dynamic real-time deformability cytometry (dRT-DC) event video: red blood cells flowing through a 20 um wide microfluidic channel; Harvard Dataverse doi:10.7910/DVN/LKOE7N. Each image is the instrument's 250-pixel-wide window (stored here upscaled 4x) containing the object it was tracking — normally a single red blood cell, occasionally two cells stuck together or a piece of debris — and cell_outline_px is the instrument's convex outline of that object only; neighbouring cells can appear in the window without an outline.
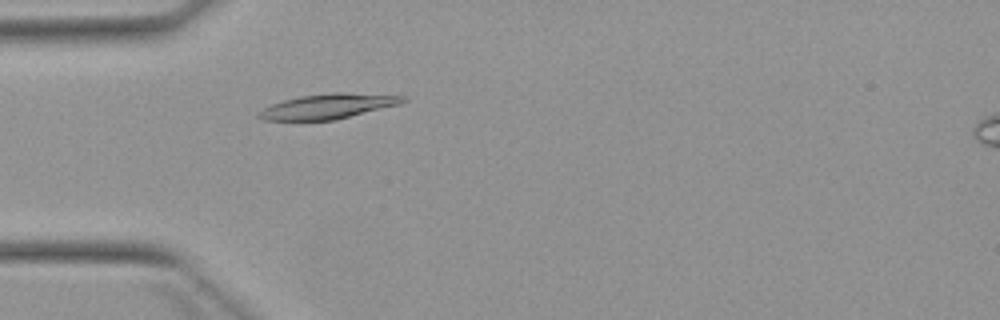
{"species": "Egyptian fruit bat (a non-hibernating species)", "species_latin": "Rousettus aegyptiacus", "temperature_condition": "warm", "stored_images_in_passage": 4, "camera_frame_rate_fps": 3000, "um_per_image_px": 0.085, "animal": {"sex": "female"}, "frame": {"image": 1, "passage_image": 4, "time_ms": 3.667, "image_size_px": [1000, 320], "cell_outline_px": [[408, 100], [400, 104], [332, 120], [264, 120], [256, 116], [256, 112], [272, 104], [284, 100], [300, 96], [328, 92], [344, 92], [408, 96]], "centroid_in_image_um": [27.88, 9.02], "position_along_channel_um": 57.1, "area_um2": 20.92}}